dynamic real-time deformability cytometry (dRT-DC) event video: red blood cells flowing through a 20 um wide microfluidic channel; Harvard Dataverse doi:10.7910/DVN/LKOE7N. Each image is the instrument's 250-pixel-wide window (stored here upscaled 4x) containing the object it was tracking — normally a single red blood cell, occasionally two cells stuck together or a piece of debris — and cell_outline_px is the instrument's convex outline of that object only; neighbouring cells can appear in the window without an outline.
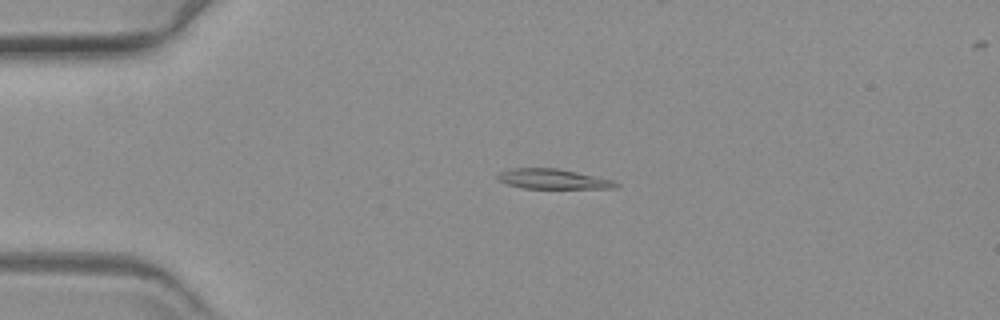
{"species": "common noctule bat (a hibernating species)", "species_latin": "Nyctalus noctula", "temperature_condition": "warm", "stored_images_in_passage": 58, "camera_frame_rate_fps": 3000, "um_per_image_px": 0.085, "animal": {"sex": "female", "body_mass_g": 19.3, "forearm_length_mm": 54.1}, "frame": {"image": 1, "passage_image": 13, "time_ms": 4.0, "image_size_px": [1000, 320], "cell_outline_px": [[620, 184], [616, 188], [520, 188], [496, 180], [496, 176], [500, 172], [512, 168], [556, 168], [576, 172], [612, 180]], "centroid_in_image_um": [46.95, 15.22], "position_along_channel_um": 38.1, "area_um2": 13.64}}
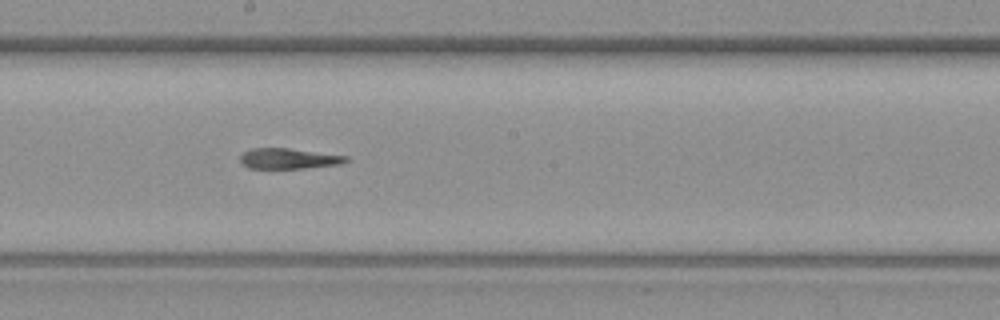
{"frame": {"image": 2, "passage_image": 32, "time_ms": 10.333, "image_size_px": [1000, 320], "cell_outline_px": [[348, 160], [340, 164], [304, 168], [248, 168], [240, 164], [240, 156], [244, 152], [252, 148], [288, 148], [348, 156]], "centroid_in_image_um": [24.49, 13.48], "position_along_channel_um": 223.7, "area_um2": 12.6}}
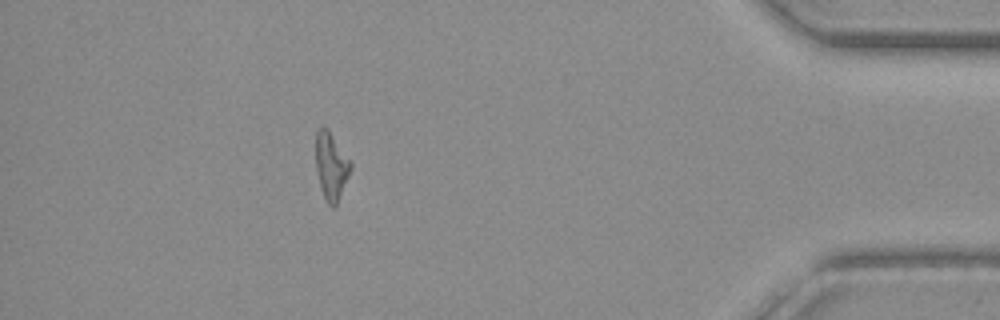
{"frame": {"image": 3, "passage_image": 52, "time_ms": 17.0, "image_size_px": [1000, 320], "cell_outline_px": [[352, 168], [336, 208], [332, 208], [324, 200], [316, 168], [316, 128], [328, 128], [352, 164]], "centroid_in_image_um": [28.15, 14.16], "position_along_channel_um": 407.0, "area_um2": 13.76}}